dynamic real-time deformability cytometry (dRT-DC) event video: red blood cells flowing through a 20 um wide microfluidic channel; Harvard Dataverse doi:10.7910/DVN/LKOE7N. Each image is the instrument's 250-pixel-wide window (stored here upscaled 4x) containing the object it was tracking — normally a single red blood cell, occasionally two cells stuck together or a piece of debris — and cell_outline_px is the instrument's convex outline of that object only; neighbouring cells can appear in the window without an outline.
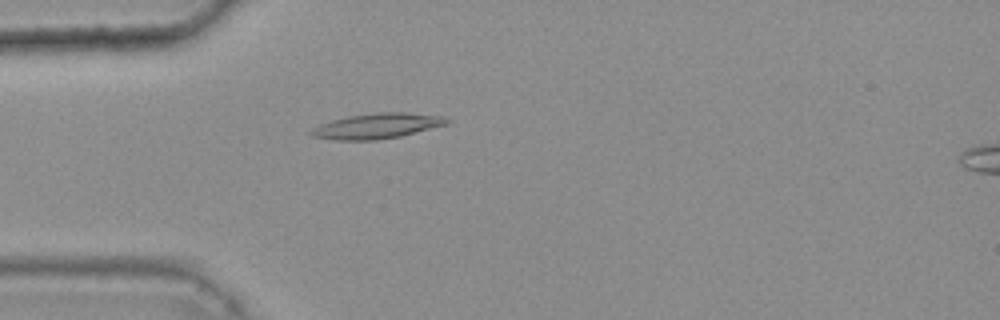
{"species": "common noctule bat (a hibernating species)", "species_latin": "Nyctalus noctula", "temperature_condition": "warm", "stored_images_in_passage": 48, "camera_frame_rate_fps": 3000, "um_per_image_px": 0.085, "animal": {"sex": "female", "body_mass_g": 25.1}, "frame": {"image": 1, "passage_image": 15, "time_ms": 4.667, "image_size_px": [1000, 320], "cell_outline_px": [[452, 120], [448, 124], [400, 136], [376, 140], [336, 140], [312, 136], [308, 132], [312, 128], [320, 124], [332, 120], [348, 116], [376, 112], [408, 112], [444, 116]], "centroid_in_image_um": [32.07, 10.7], "position_along_channel_um": 52.9, "area_um2": 20.11}}
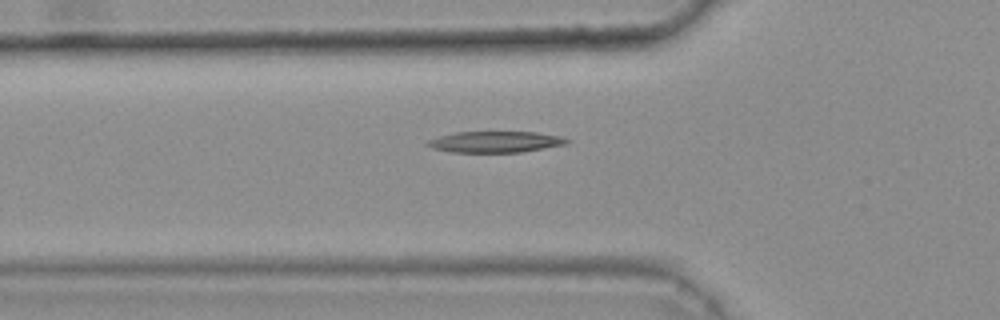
{"frame": {"image": 2, "passage_image": 18, "time_ms": 5.667, "image_size_px": [1000, 320], "cell_outline_px": [[572, 140], [568, 144], [520, 152], [452, 152], [432, 148], [424, 144], [428, 140], [440, 136], [456, 132], [536, 132], [560, 136]], "centroid_in_image_um": [42.12, 12.06], "position_along_channel_um": 83.7, "area_um2": 17.17}}
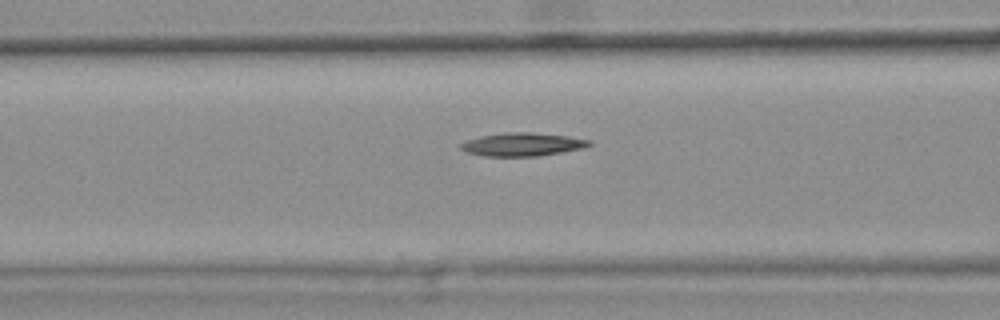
{"frame": {"image": 3, "passage_image": 21, "time_ms": 6.667, "image_size_px": [1000, 320], "cell_outline_px": [[592, 144], [584, 148], [540, 156], [484, 156], [464, 152], [456, 144], [480, 136], [504, 132], [532, 132], [568, 136], [592, 140]], "centroid_in_image_um": [44.38, 12.27], "position_along_channel_um": 122.2, "area_um2": 17.69}}